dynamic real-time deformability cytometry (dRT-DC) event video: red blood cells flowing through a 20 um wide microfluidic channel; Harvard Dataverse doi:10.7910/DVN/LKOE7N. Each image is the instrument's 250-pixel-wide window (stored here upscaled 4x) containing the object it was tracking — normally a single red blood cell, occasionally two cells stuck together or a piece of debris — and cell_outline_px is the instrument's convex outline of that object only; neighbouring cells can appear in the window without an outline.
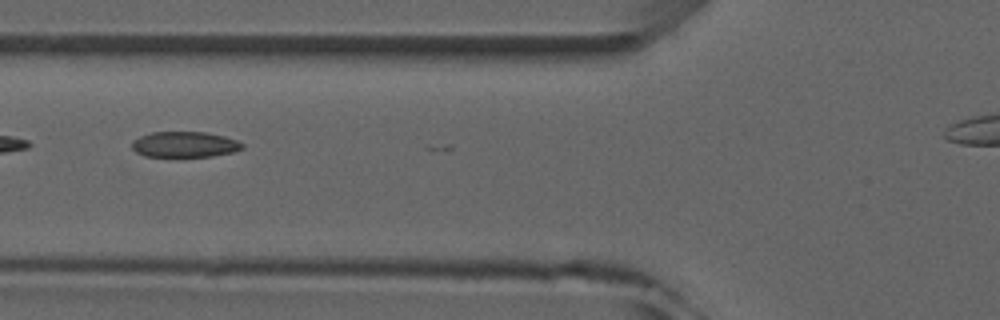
{"species": "common noctule bat (a hibernating species)", "species_latin": "Nyctalus noctula", "temperature_condition": "room temperature", "stored_images_in_passage": 8, "camera_frame_rate_fps": 3000, "um_per_image_px": 0.085, "animal": {"sex": "male", "forearm_length_mm": 52.5}, "frame": {"image": 1, "passage_image": 6, "time_ms": 6.667, "image_size_px": [1000, 320], "cell_outline_px": [[244, 148], [236, 152], [212, 156], [144, 156], [136, 152], [132, 148], [132, 140], [140, 136], [152, 132], [204, 132], [224, 136], [236, 140], [244, 144]], "centroid_in_image_um": [15.71, 12.28], "position_along_channel_um": 110.1, "area_um2": 16.53}}